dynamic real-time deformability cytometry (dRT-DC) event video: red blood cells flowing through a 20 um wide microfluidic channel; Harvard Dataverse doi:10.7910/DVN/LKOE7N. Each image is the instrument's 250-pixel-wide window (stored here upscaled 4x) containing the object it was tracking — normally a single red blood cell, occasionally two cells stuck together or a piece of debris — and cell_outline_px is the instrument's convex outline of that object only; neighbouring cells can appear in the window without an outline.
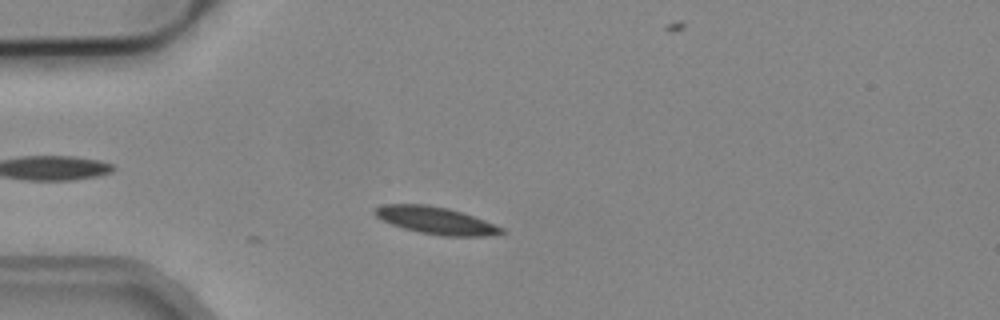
{"species": "common noctule bat (a hibernating species)", "species_latin": "Nyctalus noctula", "temperature_condition": "cold", "stored_images_in_passage": 2, "camera_frame_rate_fps": 3000, "um_per_image_px": 0.085, "animal": {"sex": "male", "body_mass_g": 19.2, "forearm_length_mm": 51.8}, "frame": {"image": 1, "passage_image": 2, "time_ms": 0.333, "image_size_px": [1000, 320], "cell_outline_px": [[508, 232], [488, 236], [444, 236], [420, 232], [404, 228], [380, 220], [372, 212], [376, 208], [384, 204], [428, 204], [448, 208], [484, 220], [504, 228]], "centroid_in_image_um": [37.05, 18.74], "position_along_channel_um": 48.0, "area_um2": 20.06}}